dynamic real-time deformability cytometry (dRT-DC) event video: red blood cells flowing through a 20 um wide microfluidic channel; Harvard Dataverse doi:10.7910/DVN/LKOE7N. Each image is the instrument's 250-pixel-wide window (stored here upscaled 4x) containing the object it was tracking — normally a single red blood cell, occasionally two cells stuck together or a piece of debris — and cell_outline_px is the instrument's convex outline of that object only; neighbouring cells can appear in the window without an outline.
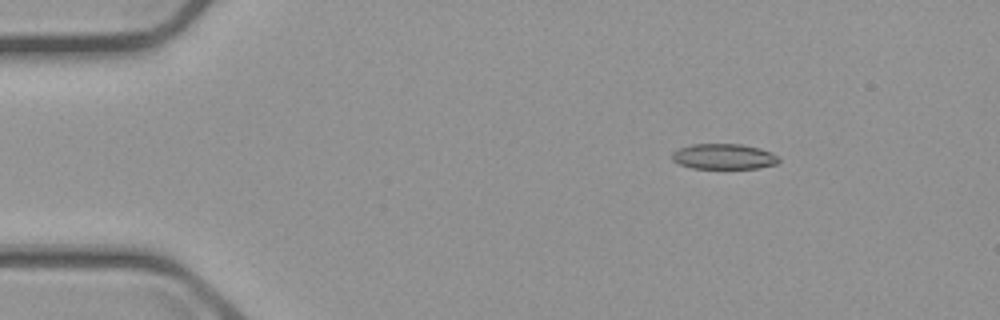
{"species": "common noctule bat (a hibernating species)", "species_latin": "Nyctalus noctula", "temperature_condition": "cold", "stored_images_in_passage": 6, "camera_frame_rate_fps": 3000, "um_per_image_px": 0.085, "animal": {"sex": "male", "body_mass_g": 23.1, "forearm_length_mm": 52.7}, "frame": {"image": 1, "passage_image": 3, "time_ms": 2.333, "image_size_px": [1000, 320], "cell_outline_px": [[780, 160], [776, 164], [760, 168], [692, 168], [680, 164], [672, 160], [672, 152], [680, 148], [692, 144], [740, 144], [760, 148], [772, 152]], "centroid_in_image_um": [61.53, 13.3], "position_along_channel_um": 23.5, "area_um2": 15.78}}